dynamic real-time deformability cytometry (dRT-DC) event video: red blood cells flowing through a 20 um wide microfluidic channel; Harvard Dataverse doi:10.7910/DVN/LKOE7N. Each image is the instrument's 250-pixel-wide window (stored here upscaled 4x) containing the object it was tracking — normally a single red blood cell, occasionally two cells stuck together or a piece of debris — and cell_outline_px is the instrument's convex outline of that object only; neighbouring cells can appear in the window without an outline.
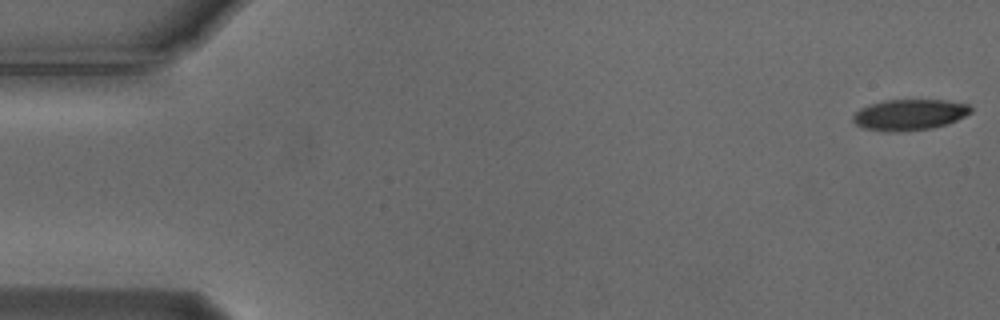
{"species": "Egyptian fruit bat (a non-hibernating species)", "species_latin": "Rousettus aegyptiacus", "temperature_condition": "cold", "stored_images_in_passage": 55, "camera_frame_rate_fps": 3000, "um_per_image_px": 0.085, "animal": {"sex": "male"}, "frame": {"image": 1, "passage_image": 1, "time_ms": 0.0, "image_size_px": [1000, 320], "cell_outline_px": [[972, 112], [948, 124], [932, 128], [896, 132], [864, 128], [856, 124], [852, 120], [852, 116], [860, 108], [868, 104], [884, 100], [944, 100], [968, 104], [972, 108]], "centroid_in_image_um": [77.3, 9.74], "position_along_channel_um": 7.7, "area_um2": 21.21}}
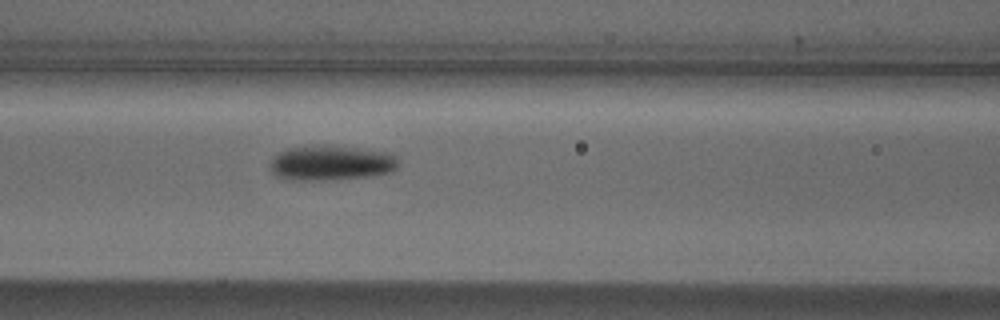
{"frame": {"image": 2, "passage_image": 23, "time_ms": 7.333, "image_size_px": [1000, 320], "cell_outline_px": [[396, 168], [392, 172], [368, 176], [320, 180], [296, 180], [276, 176], [272, 172], [272, 160], [280, 152], [288, 148], [312, 144], [328, 144], [392, 152], [396, 160]], "centroid_in_image_um": [28.16, 13.81], "position_along_channel_um": 138.4, "area_um2": 26.18}}
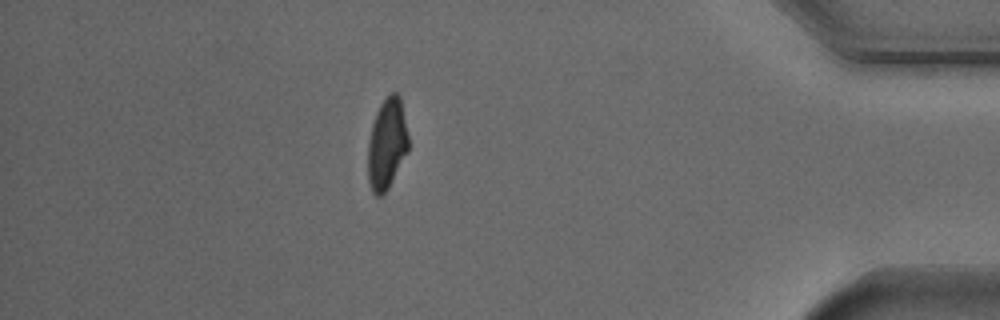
{"frame": {"image": 3, "passage_image": 48, "time_ms": 15.667, "image_size_px": [1000, 320], "cell_outline_px": [[408, 152], [388, 188], [380, 196], [376, 196], [372, 192], [368, 180], [368, 144], [372, 124], [376, 112], [380, 104], [392, 92], [396, 92], [400, 96], [408, 136]], "centroid_in_image_um": [32.88, 12.24], "position_along_channel_um": 402.3, "area_um2": 21.33}, "authors_computed_cell_mechanics": {"area_um2": 23.0622, "velocity_mm_per_s": 3.7146, "shape_relaxation_time_tau1_ms": 2.9226, "shape_relaxation_time_tau2_ms": 8.1066, "deformation_change_tau1": 0.1269, "deformation_change_tau2": 0.1539}}